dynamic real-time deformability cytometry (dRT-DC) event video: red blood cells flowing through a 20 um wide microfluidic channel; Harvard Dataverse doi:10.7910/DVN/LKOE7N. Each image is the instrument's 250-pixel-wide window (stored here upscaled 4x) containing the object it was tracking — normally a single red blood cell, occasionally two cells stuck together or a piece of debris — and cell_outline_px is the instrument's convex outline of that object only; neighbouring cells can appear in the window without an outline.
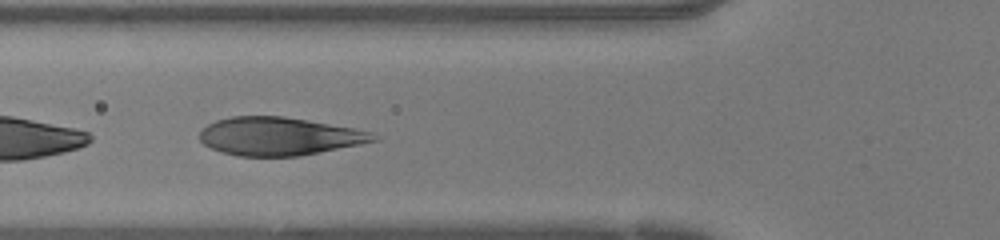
{"species": "human", "species_latin": "Homo sapiens", "temperature_condition": "warm", "stored_images_in_passage": 28, "camera_frame_rate_fps": 3000, "um_per_image_px": 0.085, "donor": {"sex": "female"}, "frame": {"image": 1, "passage_image": 14, "time_ms": 4.333, "image_size_px": [1000, 240], "cell_outline_px": [[380, 140], [300, 156], [236, 156], [220, 152], [204, 144], [200, 140], [200, 132], [208, 124], [216, 120], [232, 116], [284, 116], [356, 128], [372, 132], [380, 136]], "centroid_in_image_um": [23.76, 11.58], "position_along_channel_um": 102.0, "area_um2": 38.78}}
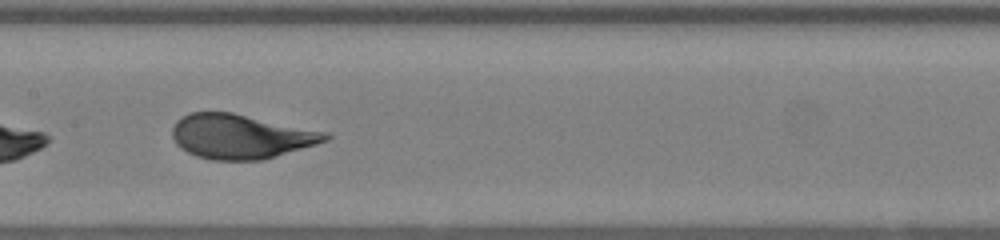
{"frame": {"image": 2, "passage_image": 20, "time_ms": 6.333, "image_size_px": [1000, 240], "cell_outline_px": [[332, 136], [328, 140], [316, 144], [264, 160], [212, 160], [196, 156], [180, 148], [176, 144], [172, 136], [172, 128], [176, 120], [180, 116], [188, 112], [232, 112], [328, 132]], "centroid_in_image_um": [20.44, 11.59], "position_along_channel_um": 187.0, "area_um2": 39.94}}
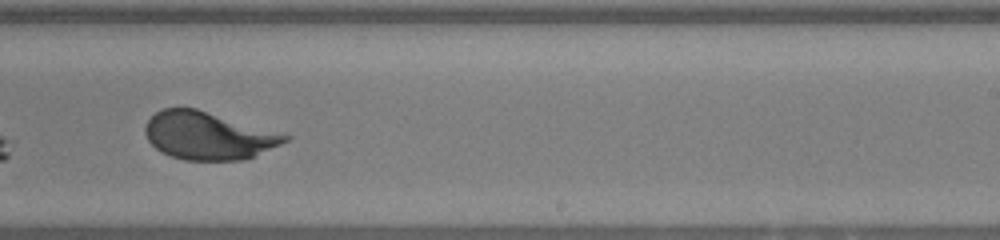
{"frame": {"image": 3, "passage_image": 26, "time_ms": 8.333, "image_size_px": [1000, 240], "cell_outline_px": [[292, 136], [288, 140], [280, 144], [252, 156], [240, 160], [184, 160], [172, 156], [156, 148], [148, 140], [144, 132], [144, 128], [148, 120], [156, 112], [164, 108], [196, 108]], "centroid_in_image_um": [17.66, 11.52], "position_along_channel_um": 271.3, "area_um2": 38.26}}